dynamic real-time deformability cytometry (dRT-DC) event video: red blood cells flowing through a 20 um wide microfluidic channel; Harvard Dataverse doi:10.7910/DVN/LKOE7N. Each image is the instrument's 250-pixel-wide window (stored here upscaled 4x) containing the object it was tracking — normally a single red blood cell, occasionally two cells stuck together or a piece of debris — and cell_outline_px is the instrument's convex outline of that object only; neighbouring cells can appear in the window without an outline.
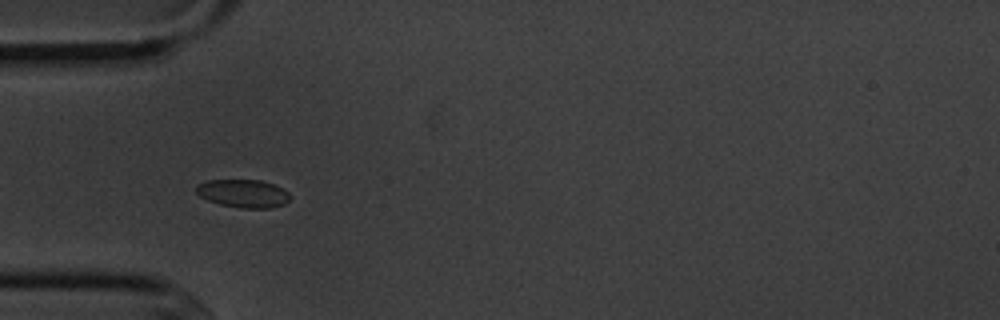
{"species": "common noctule bat (a hibernating species)", "species_latin": "Nyctalus noctula", "temperature_condition": "cold", "stored_images_in_passage": 7, "camera_frame_rate_fps": 3000, "um_per_image_px": 0.085, "animal": {"sex": "male", "body_mass_g": 20.1, "forearm_length_mm": 53.5}, "frame": {"image": 1, "passage_image": 5, "time_ms": 4.667, "image_size_px": [1000, 320], "cell_outline_px": [[292, 196], [284, 204], [268, 208], [240, 208], [220, 204], [208, 200], [200, 196], [196, 192], [196, 184], [208, 180], [260, 180], [284, 188]], "centroid_in_image_um": [20.68, 16.44], "position_along_channel_um": 64.3, "area_um2": 15.37}}
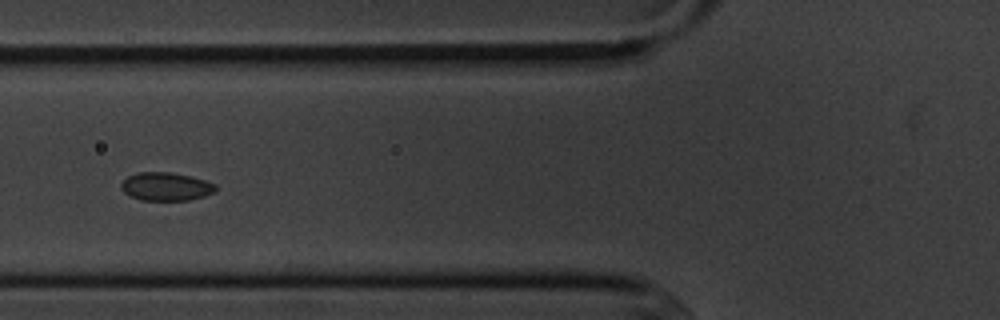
{"frame": {"image": 2, "passage_image": 6, "time_ms": 6.0, "image_size_px": [1000, 320], "cell_outline_px": [[216, 192], [204, 196], [188, 200], [140, 200], [128, 196], [120, 188], [120, 184], [128, 176], [136, 172], [168, 172], [188, 176], [204, 180], [216, 184]], "centroid_in_image_um": [14.07, 15.86], "position_along_channel_um": 111.7, "area_um2": 15.61}}
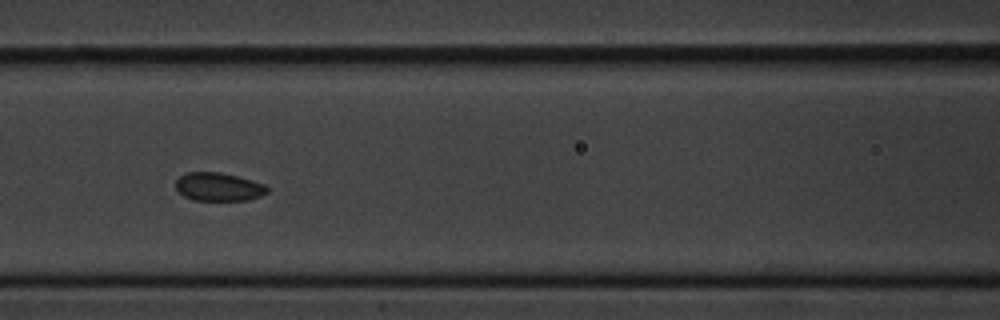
{"frame": {"image": 3, "passage_image": 7, "time_ms": 7.0, "image_size_px": [1000, 320], "cell_outline_px": [[268, 192], [260, 196], [248, 200], [192, 200], [184, 196], [176, 188], [176, 180], [180, 176], [188, 172], [220, 172], [252, 180], [264, 184], [268, 188]], "centroid_in_image_um": [18.58, 15.88], "position_along_channel_um": 148.0, "area_um2": 15.03}}